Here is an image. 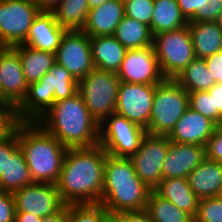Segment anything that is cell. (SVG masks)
Here are the masks:
<instances>
[{"label":"cell","mask_w":222,"mask_h":222,"mask_svg":"<svg viewBox=\"0 0 222 222\" xmlns=\"http://www.w3.org/2000/svg\"><path fill=\"white\" fill-rule=\"evenodd\" d=\"M107 155L100 144L68 148L56 183L66 205L100 203Z\"/></svg>","instance_id":"1"},{"label":"cell","mask_w":222,"mask_h":222,"mask_svg":"<svg viewBox=\"0 0 222 222\" xmlns=\"http://www.w3.org/2000/svg\"><path fill=\"white\" fill-rule=\"evenodd\" d=\"M37 122L67 148L99 144L100 124L90 114L79 92L55 102Z\"/></svg>","instance_id":"2"},{"label":"cell","mask_w":222,"mask_h":222,"mask_svg":"<svg viewBox=\"0 0 222 222\" xmlns=\"http://www.w3.org/2000/svg\"><path fill=\"white\" fill-rule=\"evenodd\" d=\"M150 191L135 172L129 157L107 155L100 204L110 214L144 211Z\"/></svg>","instance_id":"3"},{"label":"cell","mask_w":222,"mask_h":222,"mask_svg":"<svg viewBox=\"0 0 222 222\" xmlns=\"http://www.w3.org/2000/svg\"><path fill=\"white\" fill-rule=\"evenodd\" d=\"M17 139L32 181L56 184L68 148L38 122H24L19 127Z\"/></svg>","instance_id":"4"},{"label":"cell","mask_w":222,"mask_h":222,"mask_svg":"<svg viewBox=\"0 0 222 222\" xmlns=\"http://www.w3.org/2000/svg\"><path fill=\"white\" fill-rule=\"evenodd\" d=\"M79 81L66 68L55 63L39 81L30 83L26 97L18 105L24 122H37L55 102L77 94Z\"/></svg>","instance_id":"5"},{"label":"cell","mask_w":222,"mask_h":222,"mask_svg":"<svg viewBox=\"0 0 222 222\" xmlns=\"http://www.w3.org/2000/svg\"><path fill=\"white\" fill-rule=\"evenodd\" d=\"M188 107V92L175 79H165L156 85L146 133L167 136Z\"/></svg>","instance_id":"6"},{"label":"cell","mask_w":222,"mask_h":222,"mask_svg":"<svg viewBox=\"0 0 222 222\" xmlns=\"http://www.w3.org/2000/svg\"><path fill=\"white\" fill-rule=\"evenodd\" d=\"M120 80L116 73L94 68L79 80V93L95 120L101 124L115 113Z\"/></svg>","instance_id":"7"},{"label":"cell","mask_w":222,"mask_h":222,"mask_svg":"<svg viewBox=\"0 0 222 222\" xmlns=\"http://www.w3.org/2000/svg\"><path fill=\"white\" fill-rule=\"evenodd\" d=\"M153 47L166 79H175L196 58L188 25L154 35Z\"/></svg>","instance_id":"8"},{"label":"cell","mask_w":222,"mask_h":222,"mask_svg":"<svg viewBox=\"0 0 222 222\" xmlns=\"http://www.w3.org/2000/svg\"><path fill=\"white\" fill-rule=\"evenodd\" d=\"M41 11L34 0H0V47L24 44Z\"/></svg>","instance_id":"9"},{"label":"cell","mask_w":222,"mask_h":222,"mask_svg":"<svg viewBox=\"0 0 222 222\" xmlns=\"http://www.w3.org/2000/svg\"><path fill=\"white\" fill-rule=\"evenodd\" d=\"M146 130L125 117L112 113L100 124L99 144L115 157H130L139 149Z\"/></svg>","instance_id":"10"},{"label":"cell","mask_w":222,"mask_h":222,"mask_svg":"<svg viewBox=\"0 0 222 222\" xmlns=\"http://www.w3.org/2000/svg\"><path fill=\"white\" fill-rule=\"evenodd\" d=\"M170 142L167 136L146 134L139 149L129 157L135 172L151 190L162 180V165Z\"/></svg>","instance_id":"11"},{"label":"cell","mask_w":222,"mask_h":222,"mask_svg":"<svg viewBox=\"0 0 222 222\" xmlns=\"http://www.w3.org/2000/svg\"><path fill=\"white\" fill-rule=\"evenodd\" d=\"M56 63L81 80L95 67L90 37L82 30H67L55 52Z\"/></svg>","instance_id":"12"},{"label":"cell","mask_w":222,"mask_h":222,"mask_svg":"<svg viewBox=\"0 0 222 222\" xmlns=\"http://www.w3.org/2000/svg\"><path fill=\"white\" fill-rule=\"evenodd\" d=\"M156 85L120 82L115 113L147 129Z\"/></svg>","instance_id":"13"},{"label":"cell","mask_w":222,"mask_h":222,"mask_svg":"<svg viewBox=\"0 0 222 222\" xmlns=\"http://www.w3.org/2000/svg\"><path fill=\"white\" fill-rule=\"evenodd\" d=\"M120 82L157 85L166 78L163 76L153 46L140 49H127L119 71Z\"/></svg>","instance_id":"14"},{"label":"cell","mask_w":222,"mask_h":222,"mask_svg":"<svg viewBox=\"0 0 222 222\" xmlns=\"http://www.w3.org/2000/svg\"><path fill=\"white\" fill-rule=\"evenodd\" d=\"M12 194L16 212H27L40 218L52 215L66 205L53 183L33 182Z\"/></svg>","instance_id":"15"},{"label":"cell","mask_w":222,"mask_h":222,"mask_svg":"<svg viewBox=\"0 0 222 222\" xmlns=\"http://www.w3.org/2000/svg\"><path fill=\"white\" fill-rule=\"evenodd\" d=\"M28 86L19 53L13 47H0V103L18 106L26 97Z\"/></svg>","instance_id":"16"},{"label":"cell","mask_w":222,"mask_h":222,"mask_svg":"<svg viewBox=\"0 0 222 222\" xmlns=\"http://www.w3.org/2000/svg\"><path fill=\"white\" fill-rule=\"evenodd\" d=\"M205 158V146L170 142L162 165V179L187 178Z\"/></svg>","instance_id":"17"},{"label":"cell","mask_w":222,"mask_h":222,"mask_svg":"<svg viewBox=\"0 0 222 222\" xmlns=\"http://www.w3.org/2000/svg\"><path fill=\"white\" fill-rule=\"evenodd\" d=\"M217 125L190 107L167 135L171 142L206 146Z\"/></svg>","instance_id":"18"},{"label":"cell","mask_w":222,"mask_h":222,"mask_svg":"<svg viewBox=\"0 0 222 222\" xmlns=\"http://www.w3.org/2000/svg\"><path fill=\"white\" fill-rule=\"evenodd\" d=\"M66 31L52 11H41L33 21L24 44L55 54Z\"/></svg>","instance_id":"19"},{"label":"cell","mask_w":222,"mask_h":222,"mask_svg":"<svg viewBox=\"0 0 222 222\" xmlns=\"http://www.w3.org/2000/svg\"><path fill=\"white\" fill-rule=\"evenodd\" d=\"M124 16V4L120 0H108L88 11L82 31L89 37L114 35Z\"/></svg>","instance_id":"20"},{"label":"cell","mask_w":222,"mask_h":222,"mask_svg":"<svg viewBox=\"0 0 222 222\" xmlns=\"http://www.w3.org/2000/svg\"><path fill=\"white\" fill-rule=\"evenodd\" d=\"M187 180L199 199L218 197L222 190V163L205 158Z\"/></svg>","instance_id":"21"},{"label":"cell","mask_w":222,"mask_h":222,"mask_svg":"<svg viewBox=\"0 0 222 222\" xmlns=\"http://www.w3.org/2000/svg\"><path fill=\"white\" fill-rule=\"evenodd\" d=\"M90 43L94 67L117 73L127 49L113 35L90 37Z\"/></svg>","instance_id":"22"},{"label":"cell","mask_w":222,"mask_h":222,"mask_svg":"<svg viewBox=\"0 0 222 222\" xmlns=\"http://www.w3.org/2000/svg\"><path fill=\"white\" fill-rule=\"evenodd\" d=\"M154 191L193 218L196 216L200 199L189 187L187 178L162 179Z\"/></svg>","instance_id":"23"},{"label":"cell","mask_w":222,"mask_h":222,"mask_svg":"<svg viewBox=\"0 0 222 222\" xmlns=\"http://www.w3.org/2000/svg\"><path fill=\"white\" fill-rule=\"evenodd\" d=\"M196 58L222 51V30L215 22H188Z\"/></svg>","instance_id":"24"},{"label":"cell","mask_w":222,"mask_h":222,"mask_svg":"<svg viewBox=\"0 0 222 222\" xmlns=\"http://www.w3.org/2000/svg\"><path fill=\"white\" fill-rule=\"evenodd\" d=\"M13 48L19 53L23 74L28 84L39 81L56 63L54 53L37 50L25 44Z\"/></svg>","instance_id":"25"},{"label":"cell","mask_w":222,"mask_h":222,"mask_svg":"<svg viewBox=\"0 0 222 222\" xmlns=\"http://www.w3.org/2000/svg\"><path fill=\"white\" fill-rule=\"evenodd\" d=\"M182 14L177 0H154V11L151 18V34L181 29L188 24Z\"/></svg>","instance_id":"26"},{"label":"cell","mask_w":222,"mask_h":222,"mask_svg":"<svg viewBox=\"0 0 222 222\" xmlns=\"http://www.w3.org/2000/svg\"><path fill=\"white\" fill-rule=\"evenodd\" d=\"M33 183L22 149L18 146L9 157L5 175L0 178V191L15 192Z\"/></svg>","instance_id":"27"},{"label":"cell","mask_w":222,"mask_h":222,"mask_svg":"<svg viewBox=\"0 0 222 222\" xmlns=\"http://www.w3.org/2000/svg\"><path fill=\"white\" fill-rule=\"evenodd\" d=\"M126 49L153 46V35L148 25L124 16L113 35Z\"/></svg>","instance_id":"28"},{"label":"cell","mask_w":222,"mask_h":222,"mask_svg":"<svg viewBox=\"0 0 222 222\" xmlns=\"http://www.w3.org/2000/svg\"><path fill=\"white\" fill-rule=\"evenodd\" d=\"M175 80L188 92L207 91L215 80L207 69L206 62L202 58L192 60Z\"/></svg>","instance_id":"29"},{"label":"cell","mask_w":222,"mask_h":222,"mask_svg":"<svg viewBox=\"0 0 222 222\" xmlns=\"http://www.w3.org/2000/svg\"><path fill=\"white\" fill-rule=\"evenodd\" d=\"M145 211L154 222H194V218L151 190Z\"/></svg>","instance_id":"30"},{"label":"cell","mask_w":222,"mask_h":222,"mask_svg":"<svg viewBox=\"0 0 222 222\" xmlns=\"http://www.w3.org/2000/svg\"><path fill=\"white\" fill-rule=\"evenodd\" d=\"M87 0H62L52 12L61 27L82 30L88 15Z\"/></svg>","instance_id":"31"},{"label":"cell","mask_w":222,"mask_h":222,"mask_svg":"<svg viewBox=\"0 0 222 222\" xmlns=\"http://www.w3.org/2000/svg\"><path fill=\"white\" fill-rule=\"evenodd\" d=\"M23 123L17 105L8 102L0 103V143L15 137Z\"/></svg>","instance_id":"32"},{"label":"cell","mask_w":222,"mask_h":222,"mask_svg":"<svg viewBox=\"0 0 222 222\" xmlns=\"http://www.w3.org/2000/svg\"><path fill=\"white\" fill-rule=\"evenodd\" d=\"M109 211L100 203L69 204V222H104Z\"/></svg>","instance_id":"33"},{"label":"cell","mask_w":222,"mask_h":222,"mask_svg":"<svg viewBox=\"0 0 222 222\" xmlns=\"http://www.w3.org/2000/svg\"><path fill=\"white\" fill-rule=\"evenodd\" d=\"M194 222H222V198L200 199Z\"/></svg>","instance_id":"34"},{"label":"cell","mask_w":222,"mask_h":222,"mask_svg":"<svg viewBox=\"0 0 222 222\" xmlns=\"http://www.w3.org/2000/svg\"><path fill=\"white\" fill-rule=\"evenodd\" d=\"M125 16L149 26L154 11V0H130L124 3Z\"/></svg>","instance_id":"35"},{"label":"cell","mask_w":222,"mask_h":222,"mask_svg":"<svg viewBox=\"0 0 222 222\" xmlns=\"http://www.w3.org/2000/svg\"><path fill=\"white\" fill-rule=\"evenodd\" d=\"M222 11V0H199V10L189 22H214Z\"/></svg>","instance_id":"36"},{"label":"cell","mask_w":222,"mask_h":222,"mask_svg":"<svg viewBox=\"0 0 222 222\" xmlns=\"http://www.w3.org/2000/svg\"><path fill=\"white\" fill-rule=\"evenodd\" d=\"M189 94V107L202 116L213 121L212 97L207 91H196Z\"/></svg>","instance_id":"37"},{"label":"cell","mask_w":222,"mask_h":222,"mask_svg":"<svg viewBox=\"0 0 222 222\" xmlns=\"http://www.w3.org/2000/svg\"><path fill=\"white\" fill-rule=\"evenodd\" d=\"M206 158L222 163V125L217 126L205 146Z\"/></svg>","instance_id":"38"},{"label":"cell","mask_w":222,"mask_h":222,"mask_svg":"<svg viewBox=\"0 0 222 222\" xmlns=\"http://www.w3.org/2000/svg\"><path fill=\"white\" fill-rule=\"evenodd\" d=\"M15 212L13 194L0 191V222H15Z\"/></svg>","instance_id":"39"},{"label":"cell","mask_w":222,"mask_h":222,"mask_svg":"<svg viewBox=\"0 0 222 222\" xmlns=\"http://www.w3.org/2000/svg\"><path fill=\"white\" fill-rule=\"evenodd\" d=\"M207 92L212 97L213 122L222 125V83H215Z\"/></svg>","instance_id":"40"},{"label":"cell","mask_w":222,"mask_h":222,"mask_svg":"<svg viewBox=\"0 0 222 222\" xmlns=\"http://www.w3.org/2000/svg\"><path fill=\"white\" fill-rule=\"evenodd\" d=\"M207 69L210 70L211 76L215 83H222V51L204 58Z\"/></svg>","instance_id":"41"},{"label":"cell","mask_w":222,"mask_h":222,"mask_svg":"<svg viewBox=\"0 0 222 222\" xmlns=\"http://www.w3.org/2000/svg\"><path fill=\"white\" fill-rule=\"evenodd\" d=\"M19 146L17 135L10 140L0 143V178L5 175L7 157Z\"/></svg>","instance_id":"42"},{"label":"cell","mask_w":222,"mask_h":222,"mask_svg":"<svg viewBox=\"0 0 222 222\" xmlns=\"http://www.w3.org/2000/svg\"><path fill=\"white\" fill-rule=\"evenodd\" d=\"M115 216L120 222H154L145 210L138 212H121Z\"/></svg>","instance_id":"43"},{"label":"cell","mask_w":222,"mask_h":222,"mask_svg":"<svg viewBox=\"0 0 222 222\" xmlns=\"http://www.w3.org/2000/svg\"><path fill=\"white\" fill-rule=\"evenodd\" d=\"M184 17L189 21L199 10V0H177Z\"/></svg>","instance_id":"44"},{"label":"cell","mask_w":222,"mask_h":222,"mask_svg":"<svg viewBox=\"0 0 222 222\" xmlns=\"http://www.w3.org/2000/svg\"><path fill=\"white\" fill-rule=\"evenodd\" d=\"M41 222H69L68 205L52 215L43 217Z\"/></svg>","instance_id":"45"},{"label":"cell","mask_w":222,"mask_h":222,"mask_svg":"<svg viewBox=\"0 0 222 222\" xmlns=\"http://www.w3.org/2000/svg\"><path fill=\"white\" fill-rule=\"evenodd\" d=\"M42 218L27 212H15V222H41Z\"/></svg>","instance_id":"46"},{"label":"cell","mask_w":222,"mask_h":222,"mask_svg":"<svg viewBox=\"0 0 222 222\" xmlns=\"http://www.w3.org/2000/svg\"><path fill=\"white\" fill-rule=\"evenodd\" d=\"M42 11H52L62 0H34Z\"/></svg>","instance_id":"47"},{"label":"cell","mask_w":222,"mask_h":222,"mask_svg":"<svg viewBox=\"0 0 222 222\" xmlns=\"http://www.w3.org/2000/svg\"><path fill=\"white\" fill-rule=\"evenodd\" d=\"M108 0H87L89 10L99 7Z\"/></svg>","instance_id":"48"},{"label":"cell","mask_w":222,"mask_h":222,"mask_svg":"<svg viewBox=\"0 0 222 222\" xmlns=\"http://www.w3.org/2000/svg\"><path fill=\"white\" fill-rule=\"evenodd\" d=\"M104 222H120V220H119L115 215L109 214V215L105 218Z\"/></svg>","instance_id":"49"},{"label":"cell","mask_w":222,"mask_h":222,"mask_svg":"<svg viewBox=\"0 0 222 222\" xmlns=\"http://www.w3.org/2000/svg\"><path fill=\"white\" fill-rule=\"evenodd\" d=\"M218 27L222 30V11L219 13L217 19L214 21Z\"/></svg>","instance_id":"50"},{"label":"cell","mask_w":222,"mask_h":222,"mask_svg":"<svg viewBox=\"0 0 222 222\" xmlns=\"http://www.w3.org/2000/svg\"><path fill=\"white\" fill-rule=\"evenodd\" d=\"M123 4L130 1V0H120Z\"/></svg>","instance_id":"51"}]
</instances>
